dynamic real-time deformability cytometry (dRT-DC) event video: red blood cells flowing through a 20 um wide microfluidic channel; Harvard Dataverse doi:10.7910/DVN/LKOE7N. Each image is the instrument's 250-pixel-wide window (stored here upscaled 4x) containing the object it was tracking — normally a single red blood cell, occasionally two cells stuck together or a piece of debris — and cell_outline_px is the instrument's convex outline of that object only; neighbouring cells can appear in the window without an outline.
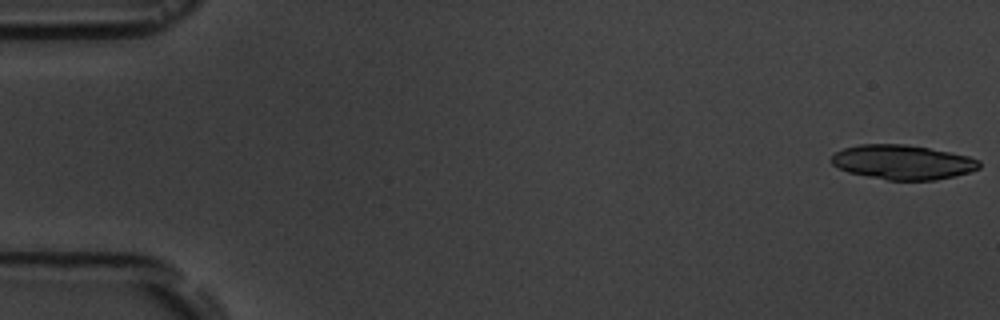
{"species": "common noctule bat (a hibernating species)", "species_latin": "Nyctalus noctula", "temperature_condition": "room temperature", "stored_images_in_passage": 5, "camera_frame_rate_fps": 3000, "um_per_image_px": 0.085, "animal": {"sex": "male", "body_mass_g": 19.5, "forearm_length_mm": 54.6}, "frame": {"image": 1, "passage_image": 1, "time_ms": 0.0, "image_size_px": [1000, 320], "cell_outline_px": [[980, 168], [972, 172], [956, 176], [936, 180], [888, 180], [848, 172], [832, 164], [828, 160], [836, 152], [844, 148], [860, 144], [904, 144], [928, 148], [968, 156], [980, 160]], "centroid_in_image_um": [76.74, 13.79], "position_along_channel_um": 8.3, "area_um2": 29.77}}
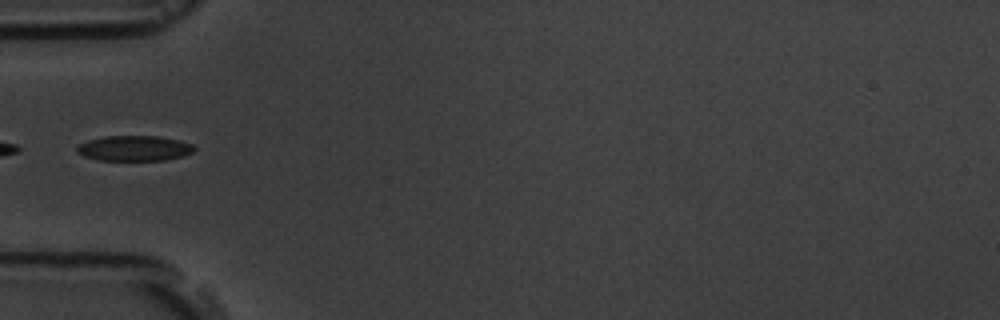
{"frame": {"image": 2, "passage_image": 5, "time_ms": 6.0, "image_size_px": [1000, 320], "cell_outline_px": [[196, 148], [192, 152], [184, 156], [164, 160], [100, 160], [84, 156], [76, 152], [76, 148], [80, 144], [88, 140], [104, 136], [156, 136], [180, 140], [192, 144]], "centroid_in_image_um": [11.43, 12.6], "position_along_channel_um": 73.6, "area_um2": 17.28}}